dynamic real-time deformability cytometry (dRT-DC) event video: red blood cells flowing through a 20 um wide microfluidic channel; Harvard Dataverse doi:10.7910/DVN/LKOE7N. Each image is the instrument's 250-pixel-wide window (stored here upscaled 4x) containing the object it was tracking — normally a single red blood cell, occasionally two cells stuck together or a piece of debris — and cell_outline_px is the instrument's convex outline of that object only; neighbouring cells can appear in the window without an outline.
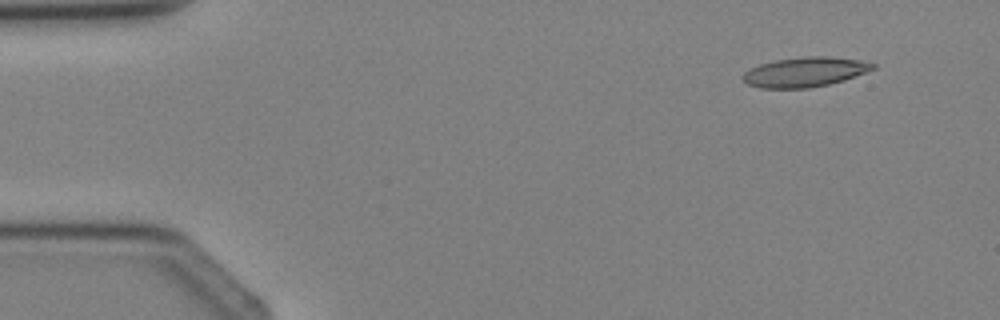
{"species": "Egyptian fruit bat (a non-hibernating species)", "species_latin": "Rousettus aegyptiacus", "temperature_condition": "cold", "stored_images_in_passage": 4, "camera_frame_rate_fps": 3000, "um_per_image_px": 0.085, "animal": {"sex": "female"}, "frame": {"image": 1, "passage_image": 4, "time_ms": 3.333, "image_size_px": [1000, 320], "cell_outline_px": [[876, 68], [844, 80], [828, 84], [808, 88], [760, 88], [748, 84], [740, 76], [744, 72], [760, 64], [776, 60], [808, 56], [828, 56], [860, 60], [876, 64]], "centroid_in_image_um": [68.41, 6.12], "position_along_channel_um": 16.6, "area_um2": 22.37}}